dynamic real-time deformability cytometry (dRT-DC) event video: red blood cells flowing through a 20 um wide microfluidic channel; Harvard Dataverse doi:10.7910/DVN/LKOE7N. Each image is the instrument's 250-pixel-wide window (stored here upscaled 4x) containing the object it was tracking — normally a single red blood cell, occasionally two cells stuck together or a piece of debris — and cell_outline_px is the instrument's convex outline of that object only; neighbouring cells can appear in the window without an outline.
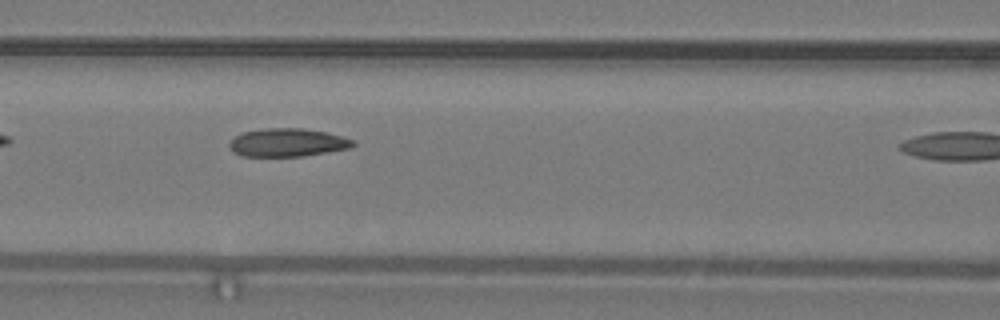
{"species": "common noctule bat (a hibernating species)", "species_latin": "Nyctalus noctula", "temperature_condition": "warm", "stored_images_in_passage": 10, "camera_frame_rate_fps": 3000, "um_per_image_px": 0.085, "animal": {"sex": "male", "body_mass_g": 19.2, "forearm_length_mm": 51.8}, "frame": {"image": 1, "passage_image": 6, "time_ms": 1.667, "image_size_px": [1000, 320], "cell_outline_px": [[356, 144], [352, 148], [304, 156], [244, 156], [232, 152], [228, 144], [236, 136], [244, 132], [264, 128], [300, 128], [328, 132], [352, 140]], "centroid_in_image_um": [24.45, 12.12], "position_along_channel_um": 142.1, "area_um2": 20.29}}
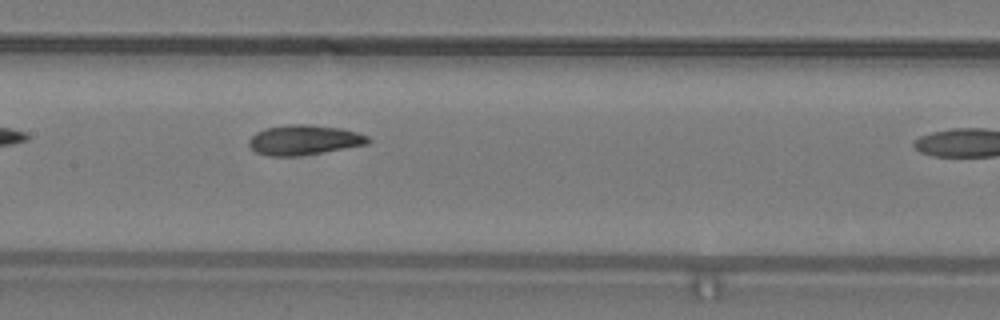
{"frame": {"image": 2, "passage_image": 9, "time_ms": 2.667, "image_size_px": [1000, 320], "cell_outline_px": [[372, 140], [368, 144], [300, 156], [268, 156], [256, 152], [248, 144], [248, 140], [256, 132], [264, 128], [284, 124], [312, 124], [340, 128], [356, 132], [368, 136]], "centroid_in_image_um": [25.83, 11.89], "position_along_channel_um": 181.6, "area_um2": 20.98}}